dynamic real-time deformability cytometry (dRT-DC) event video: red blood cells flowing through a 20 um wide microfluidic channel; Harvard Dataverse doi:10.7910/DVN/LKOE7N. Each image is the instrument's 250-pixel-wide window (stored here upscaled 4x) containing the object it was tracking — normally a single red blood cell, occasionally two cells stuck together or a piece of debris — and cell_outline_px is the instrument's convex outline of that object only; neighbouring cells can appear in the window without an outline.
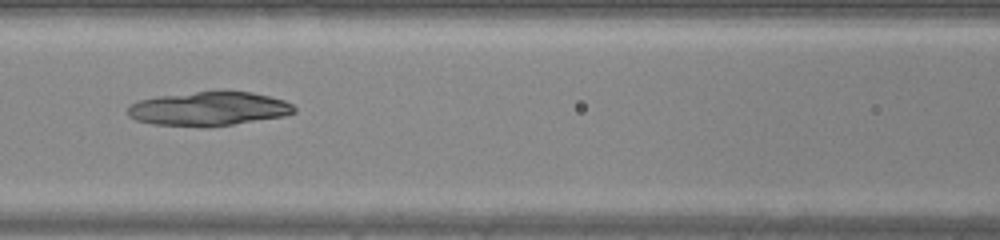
{"species": "common noctule bat (a hibernating species)", "species_latin": "Nyctalus noctula", "temperature_condition": "warm", "stored_images_in_passage": 30, "camera_frame_rate_fps": 3000, "um_per_image_px": 0.085, "animal": {"sex": "male", "body_mass_g": 20.0, "forearm_length_mm": 53.3}, "frame": {"image": 1, "passage_image": 6, "time_ms": 1.667, "image_size_px": [1000, 240], "cell_outline_px": [[296, 112], [284, 116], [208, 128], [204, 128], [152, 124], [136, 120], [128, 116], [128, 104], [140, 100], [156, 96], [196, 92], [252, 92], [284, 100], [292, 104], [296, 108]], "centroid_in_image_um": [17.71, 9.27], "position_along_channel_um": 148.9, "area_um2": 33.12}}
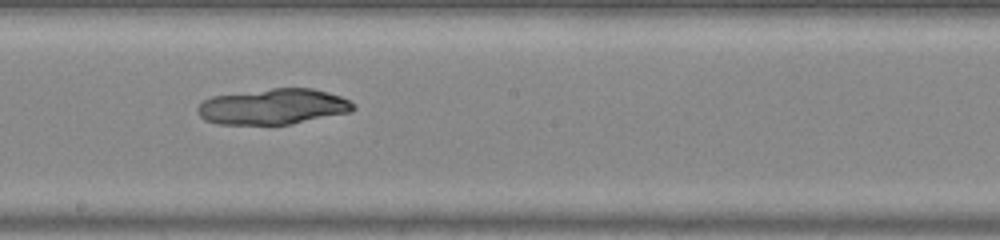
{"frame": {"image": 2, "passage_image": 11, "time_ms": 3.333, "image_size_px": [1000, 240], "cell_outline_px": [[356, 108], [352, 112], [292, 124], [216, 124], [204, 120], [196, 112], [196, 108], [204, 100], [212, 96], [272, 88], [312, 88], [328, 92], [340, 96], [356, 104]], "centroid_in_image_um": [23.24, 9.06], "position_along_channel_um": 225.0, "area_um2": 32.6}}
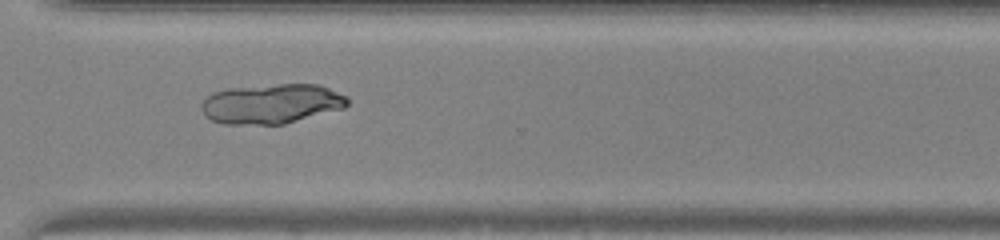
{"frame": {"image": 3, "passage_image": 19, "time_ms": 6.0, "image_size_px": [1000, 240], "cell_outline_px": [[348, 104], [344, 108], [284, 124], [224, 124], [212, 120], [204, 116], [200, 108], [200, 104], [212, 92], [228, 88], [280, 84], [320, 84], [348, 96]], "centroid_in_image_um": [23.07, 8.81], "position_along_channel_um": 347.5, "area_um2": 34.04}}